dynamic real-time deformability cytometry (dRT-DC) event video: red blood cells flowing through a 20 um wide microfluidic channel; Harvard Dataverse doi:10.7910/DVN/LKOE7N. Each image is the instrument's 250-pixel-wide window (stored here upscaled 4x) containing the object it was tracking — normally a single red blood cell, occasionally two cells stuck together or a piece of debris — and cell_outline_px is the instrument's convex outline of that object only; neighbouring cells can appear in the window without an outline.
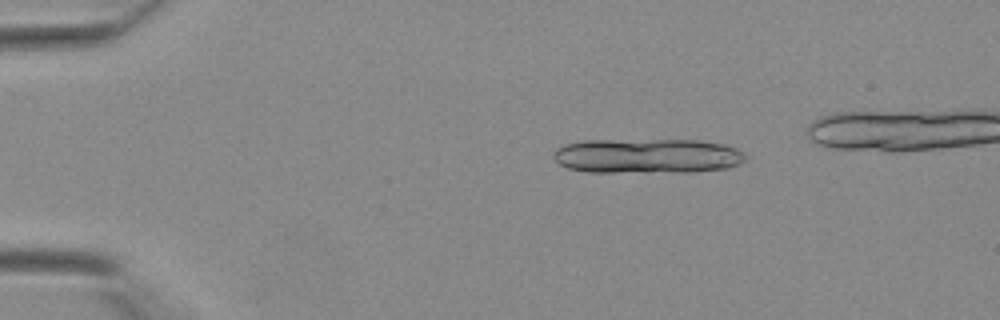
{"species": "Egyptian fruit bat (a non-hibernating species)", "species_latin": "Rousettus aegyptiacus", "temperature_condition": "warm", "stored_images_in_passage": 38, "segment_of_instrument_passage": [1, 2], "camera_frame_rate_fps": 3000, "um_per_image_px": 0.085, "animal": {"sex": "female"}, "frame": {"image": 1, "passage_image": 8, "time_ms": 2.333, "image_size_px": [1000, 320], "cell_outline_px": [[748, 156], [740, 164], [728, 168], [692, 172], [588, 172], [568, 168], [560, 164], [552, 156], [552, 152], [556, 148], [564, 144], [584, 140], [700, 140], [724, 144], [736, 148], [744, 152]], "centroid_in_image_um": [55.03, 13.25], "position_along_channel_um": 30.0, "area_um2": 39.48}}